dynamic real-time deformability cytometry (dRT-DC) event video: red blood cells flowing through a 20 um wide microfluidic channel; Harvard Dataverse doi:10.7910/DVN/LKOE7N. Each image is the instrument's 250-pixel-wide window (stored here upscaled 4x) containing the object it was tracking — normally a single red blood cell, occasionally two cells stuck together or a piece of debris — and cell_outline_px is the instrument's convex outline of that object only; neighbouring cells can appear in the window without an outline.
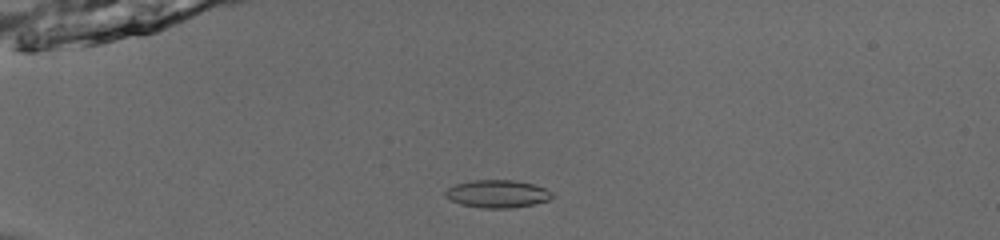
{"species": "common noctule bat (a hibernating species)", "species_latin": "Nyctalus noctula", "temperature_condition": "room temperature", "stored_images_in_passage": 35, "camera_frame_rate_fps": 3000, "um_per_image_px": 0.085, "animal": {"sex": "male", "body_mass_g": 13.0, "forearm_length_mm": 53.1}, "frame": {"image": 1, "passage_image": 3, "time_ms": 0.667, "image_size_px": [1000, 240], "cell_outline_px": [[556, 196], [548, 200], [532, 204], [512, 208], [480, 208], [460, 204], [444, 196], [444, 192], [448, 188], [456, 184], [468, 180], [512, 180], [532, 184], [544, 188], [552, 192]], "centroid_in_image_um": [42.26, 16.47], "position_along_channel_um": 42.7, "area_um2": 17.28}}
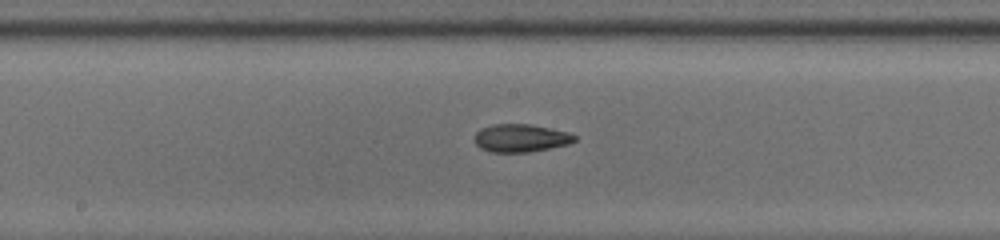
{"frame": {"image": 2, "passage_image": 18, "time_ms": 5.667, "image_size_px": [1000, 240], "cell_outline_px": [[576, 140], [568, 144], [528, 152], [492, 152], [480, 148], [476, 144], [476, 132], [480, 128], [492, 124], [532, 124], [568, 132], [576, 136]], "centroid_in_image_um": [44.26, 11.72], "position_along_channel_um": 203.9, "area_um2": 16.18}}
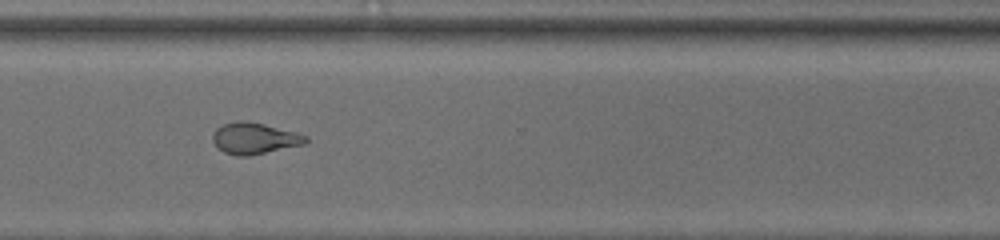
{"frame": {"image": 3, "passage_image": 29, "time_ms": 9.333, "image_size_px": [1000, 240], "cell_outline_px": [[308, 140], [304, 144], [248, 156], [236, 156], [224, 152], [212, 140], [212, 136], [216, 128], [224, 124], [240, 120], [264, 124], [296, 132], [308, 136]], "centroid_in_image_um": [21.63, 11.76], "position_along_channel_um": 349.0, "area_um2": 16.76}, "authors_computed_cell_mechanics": {"area_um2": 16.762, "velocity_mm_per_s": 3.9805, "shape_relaxation_time_tau1_ms": 7.994, "shape_relaxation_time_tau2_ms": 2.8063, "deformation_change_tau1": 0.1782, "deformation_change_tau2": 0.0788}}